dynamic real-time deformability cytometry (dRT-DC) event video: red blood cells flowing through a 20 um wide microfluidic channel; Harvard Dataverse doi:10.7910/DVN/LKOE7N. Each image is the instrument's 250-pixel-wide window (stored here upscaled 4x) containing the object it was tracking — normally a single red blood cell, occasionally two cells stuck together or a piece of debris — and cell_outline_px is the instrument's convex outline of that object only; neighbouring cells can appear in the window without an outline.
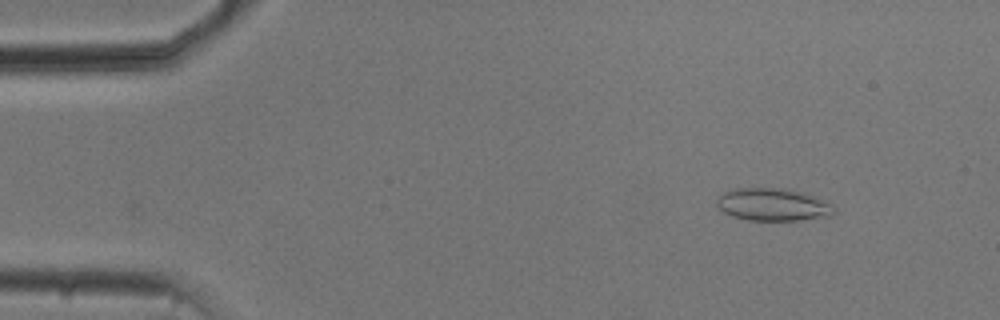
{"species": "common noctule bat (a hibernating species)", "species_latin": "Nyctalus noctula", "temperature_condition": "cold", "stored_images_in_passage": 36, "camera_frame_rate_fps": 3000, "um_per_image_px": 0.085, "animal": {"sex": "male", "body_mass_g": 20.5, "forearm_length_mm": 52.5}, "frame": {"image": 1, "passage_image": 1, "time_ms": 0.0, "image_size_px": [1000, 320], "cell_outline_px": [[836, 212], [832, 216], [800, 220], [748, 220], [732, 216], [716, 208], [716, 200], [724, 192], [736, 188], [780, 188], [804, 192], [824, 200], [832, 204]], "centroid_in_image_um": [65.71, 17.39], "position_along_channel_um": 19.3, "area_um2": 22.43}}
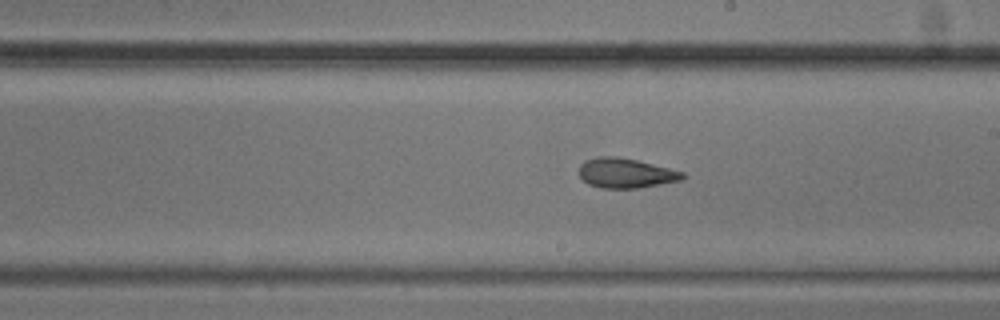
{"frame": {"image": 2, "passage_image": 25, "time_ms": 8.0, "image_size_px": [1000, 320], "cell_outline_px": [[688, 176], [684, 180], [640, 188], [600, 188], [588, 184], [580, 176], [580, 164], [584, 160], [600, 156], [616, 156], [636, 160], [684, 172]], "centroid_in_image_um": [53.22, 14.72], "position_along_channel_um": 235.8, "area_um2": 18.09}}
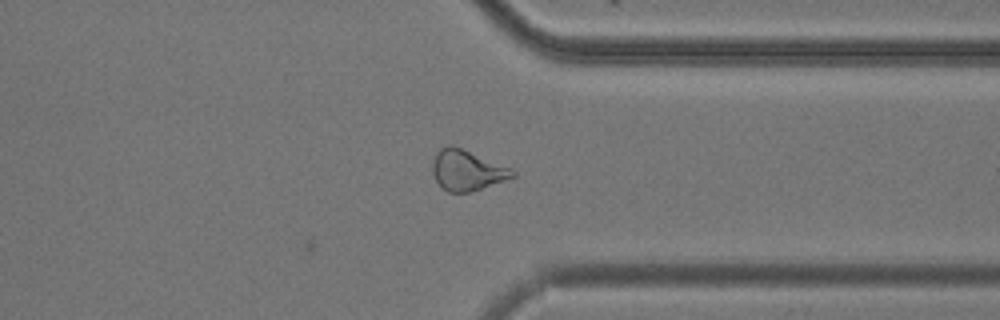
{"frame": {"image": 3, "passage_image": 36, "time_ms": 11.667, "image_size_px": [1000, 320], "cell_outline_px": [[516, 176], [468, 192], [448, 192], [436, 180], [432, 172], [432, 164], [436, 152], [440, 148], [448, 144], [452, 144], [512, 168], [516, 172]], "centroid_in_image_um": [39.68, 14.44], "position_along_channel_um": 371.7, "area_um2": 18.73}, "authors_computed_cell_mechanics": {"area_um2": 18.1781, "velocity_mm_per_s": 3.7518, "shape_relaxation_time_tau1_ms": 7.511, "shape_relaxation_time_tau2_ms": 1.2507, "deformation_change_tau1": 0.1319, "deformation_change_tau2": 0.0702}}